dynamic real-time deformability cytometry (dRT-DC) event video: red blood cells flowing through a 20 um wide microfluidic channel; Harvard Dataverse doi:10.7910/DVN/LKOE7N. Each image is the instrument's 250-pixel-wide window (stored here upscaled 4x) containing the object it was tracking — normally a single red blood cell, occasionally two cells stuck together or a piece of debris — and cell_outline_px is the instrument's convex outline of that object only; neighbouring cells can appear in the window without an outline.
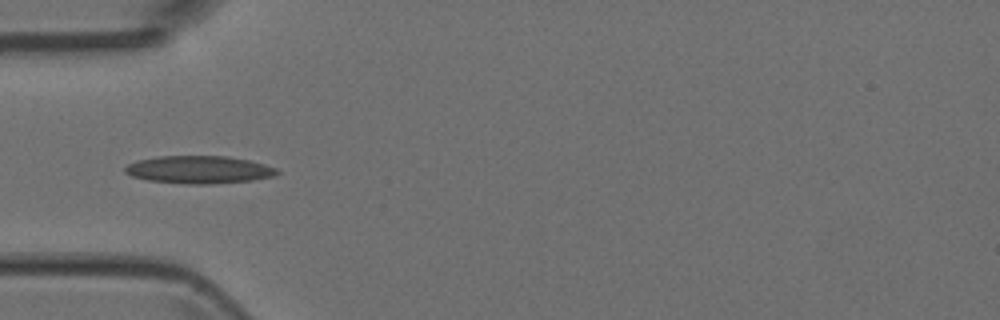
{"species": "Egyptian fruit bat (a non-hibernating species)", "species_latin": "Rousettus aegyptiacus", "temperature_condition": "room temperature", "stored_images_in_passage": 5, "camera_frame_rate_fps": 3000, "um_per_image_px": 0.085, "animal": {"sex": "female"}, "frame": {"image": 1, "passage_image": 4, "time_ms": 3.667, "image_size_px": [1000, 320], "cell_outline_px": [[280, 172], [276, 176], [252, 180], [212, 184], [188, 184], [148, 180], [132, 176], [124, 172], [124, 168], [128, 164], [136, 160], [156, 156], [224, 156], [248, 160], [264, 164], [276, 168]], "centroid_in_image_um": [16.9, 14.42], "position_along_channel_um": 68.1, "area_um2": 24.57}}
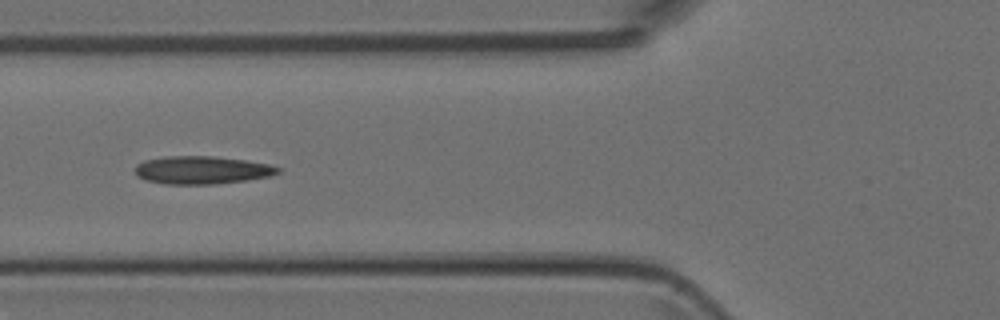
{"frame": {"image": 2, "passage_image": 5, "time_ms": 4.667, "image_size_px": [1000, 320], "cell_outline_px": [[280, 172], [272, 176], [248, 180], [216, 184], [164, 184], [148, 180], [136, 176], [136, 164], [144, 160], [164, 156], [212, 156], [244, 160], [268, 164], [280, 168]], "centroid_in_image_um": [17.16, 14.46], "position_along_channel_um": 108.6, "area_um2": 23.29}}